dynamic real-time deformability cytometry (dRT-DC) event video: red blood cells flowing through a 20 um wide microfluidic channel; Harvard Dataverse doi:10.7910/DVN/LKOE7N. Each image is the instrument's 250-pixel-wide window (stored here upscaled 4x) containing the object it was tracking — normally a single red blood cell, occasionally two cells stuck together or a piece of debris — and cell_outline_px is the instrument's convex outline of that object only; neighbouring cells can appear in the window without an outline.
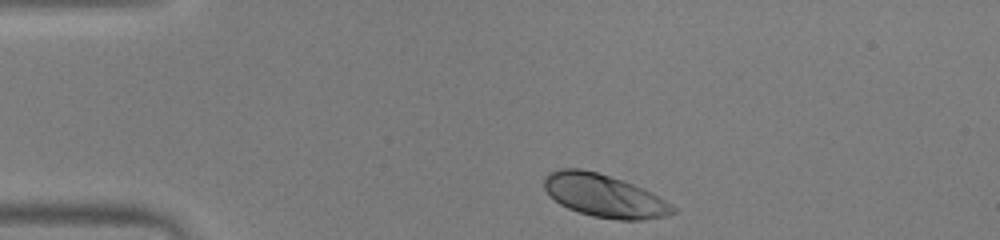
{"species": "human", "species_latin": "Homo sapiens", "temperature_condition": "warm", "stored_images_in_passage": 43, "camera_frame_rate_fps": 3000, "um_per_image_px": 0.085, "donor": {"sex": "male"}, "frame": {"image": 1, "passage_image": 1, "time_ms": 0.0, "image_size_px": [1000, 240], "cell_outline_px": [[676, 212], [664, 216], [640, 220], [620, 220], [592, 216], [568, 208], [560, 204], [544, 188], [544, 180], [552, 172], [560, 168], [580, 168], [596, 172], [624, 180], [644, 188], [652, 192], [676, 208]], "centroid_in_image_um": [51.39, 16.63], "position_along_channel_um": 33.6, "area_um2": 31.79}}
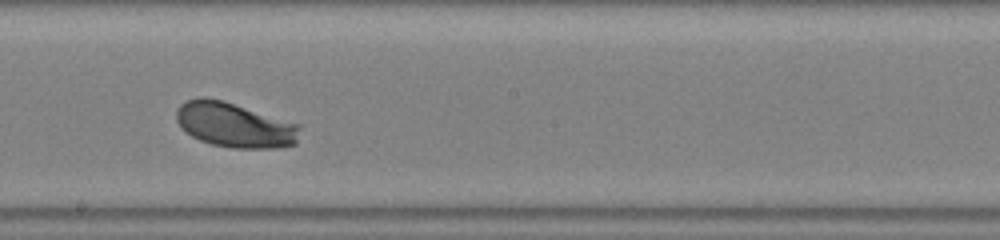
{"frame": {"image": 2, "passage_image": 20, "time_ms": 6.333, "image_size_px": [1000, 240], "cell_outline_px": [[300, 128], [296, 144], [276, 148], [232, 148], [212, 144], [200, 140], [192, 136], [180, 128], [176, 120], [176, 108], [180, 104], [188, 100], [200, 96], [204, 96], [224, 100], [300, 124]], "centroid_in_image_um": [19.92, 10.61], "position_along_channel_um": 228.3, "area_um2": 32.6}}
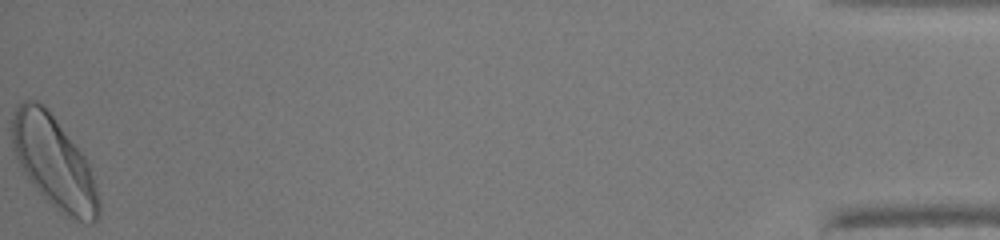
{"frame": {"image": 3, "passage_image": 43, "time_ms": 14.0, "image_size_px": [1000, 240], "cell_outline_px": [[100, 216], [92, 224], [88, 224], [68, 216], [56, 208], [32, 184], [24, 172], [16, 156], [12, 144], [12, 116], [16, 104], [24, 100], [36, 100], [44, 104], [48, 108], [84, 156], [88, 164], [100, 200]], "centroid_in_image_um": [4.58, 13.76], "position_along_channel_um": 430.6, "area_um2": 46.01}, "authors_computed_cell_mechanics": {"area_um2": 31.9634, "velocity_mm_per_s": 3.9091, "shape_relaxation_time_tau1_ms": 1.1158, "shape_relaxation_time_tau2_ms": null, "deformation_change_tau1": 0.1057, "deformation_change_tau2": null}}